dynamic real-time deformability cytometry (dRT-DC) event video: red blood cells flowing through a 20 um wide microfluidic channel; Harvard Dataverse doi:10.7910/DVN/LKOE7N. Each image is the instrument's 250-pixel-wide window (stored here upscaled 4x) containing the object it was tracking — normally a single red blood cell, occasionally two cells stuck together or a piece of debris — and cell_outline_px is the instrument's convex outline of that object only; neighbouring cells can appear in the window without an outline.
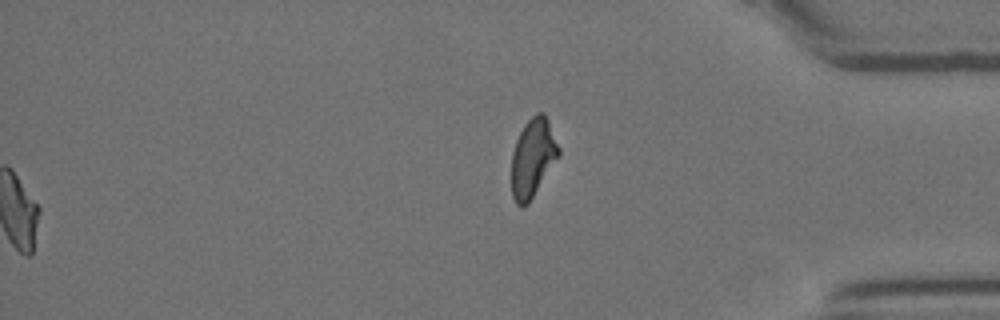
{"species": "Egyptian fruit bat (a non-hibernating species)", "species_latin": "Rousettus aegyptiacus", "temperature_condition": "room temperature", "stored_images_in_passage": 56, "segment_of_instrument_passage": [2, 2], "camera_frame_rate_fps": 3000, "um_per_image_px": 0.085, "animal": {"sex": "female"}, "frame": {"image": 1, "passage_image": 56, "time_ms": 18.333, "image_size_px": [1000, 320], "cell_outline_px": [[560, 152], [528, 204], [524, 208], [520, 208], [516, 204], [512, 196], [512, 152], [516, 140], [524, 124], [536, 112], [544, 112], [548, 120], [560, 148]], "centroid_in_image_um": [45.27, 13.41], "position_along_channel_um": 389.9, "area_um2": 21.33}}